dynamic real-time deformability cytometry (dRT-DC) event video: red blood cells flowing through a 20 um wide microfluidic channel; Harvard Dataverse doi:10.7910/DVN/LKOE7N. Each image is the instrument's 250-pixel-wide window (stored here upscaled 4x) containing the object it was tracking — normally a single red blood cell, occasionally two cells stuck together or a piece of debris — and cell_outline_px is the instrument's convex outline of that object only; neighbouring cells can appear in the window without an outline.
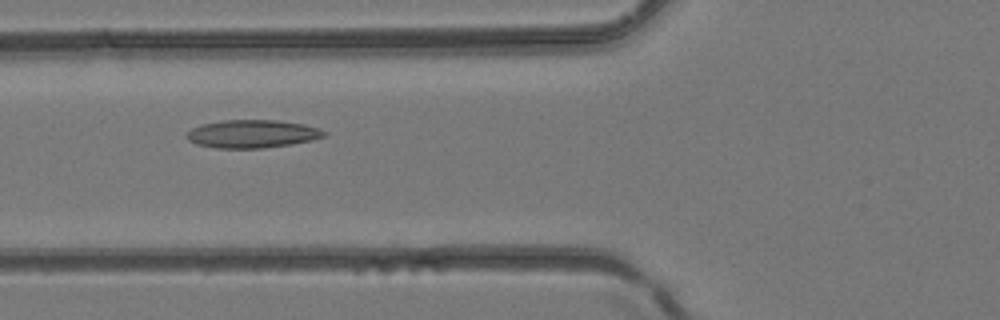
{"species": "common noctule bat (a hibernating species)", "species_latin": "Nyctalus noctula", "temperature_condition": "room temperature", "stored_images_in_passage": 19, "camera_frame_rate_fps": 3000, "um_per_image_px": 0.085, "animal": {"sex": "female", "body_mass_g": 24.6, "forearm_length_mm": 56.2}, "frame": {"image": 1, "passage_image": 16, "time_ms": 5.0, "image_size_px": [1000, 320], "cell_outline_px": [[328, 136], [312, 140], [292, 144], [264, 148], [216, 148], [196, 144], [188, 140], [184, 136], [192, 128], [200, 124], [220, 120], [276, 120], [304, 124], [320, 128], [328, 132]], "centroid_in_image_um": [21.46, 11.37], "position_along_channel_um": 104.3, "area_um2": 22.77}}
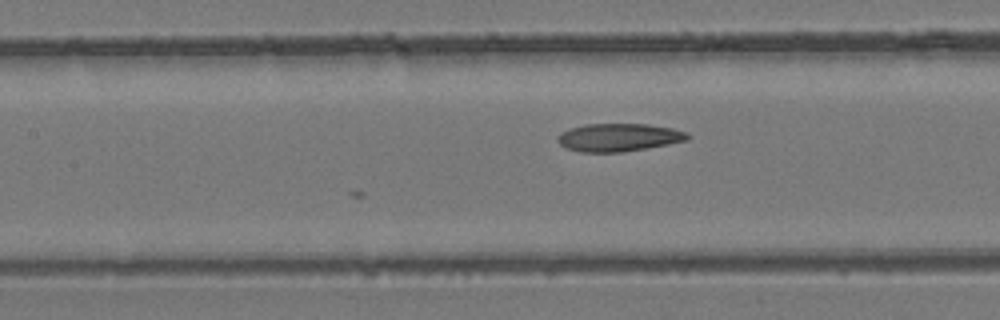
{"frame": {"image": 2, "passage_image": 19, "time_ms": 6.0, "image_size_px": [1000, 320], "cell_outline_px": [[692, 136], [688, 140], [668, 144], [620, 152], [580, 152], [564, 148], [556, 140], [556, 136], [560, 132], [584, 124], [648, 124], [672, 128], [684, 132]], "centroid_in_image_um": [52.54, 11.68], "position_along_channel_um": 154.9, "area_um2": 21.15}}